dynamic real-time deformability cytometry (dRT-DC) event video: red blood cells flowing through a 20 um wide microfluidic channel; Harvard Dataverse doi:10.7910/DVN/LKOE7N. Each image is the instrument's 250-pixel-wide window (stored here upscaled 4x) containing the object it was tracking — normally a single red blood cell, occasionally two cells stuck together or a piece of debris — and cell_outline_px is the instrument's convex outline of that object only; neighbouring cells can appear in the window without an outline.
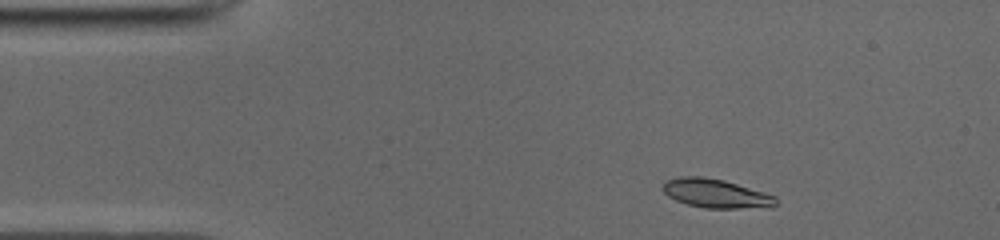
{"species": "common noctule bat (a hibernating species)", "species_latin": "Nyctalus noctula", "temperature_condition": "cold", "stored_images_in_passage": 44, "camera_frame_rate_fps": 3000, "um_per_image_px": 0.085, "animal": {"sex": "male", "body_mass_g": 19.0, "forearm_length_mm": 50.8}, "frame": {"image": 1, "passage_image": 1, "time_ms": 0.0, "image_size_px": [1000, 240], "cell_outline_px": [[776, 204], [772, 208], [704, 208], [688, 204], [676, 200], [668, 196], [660, 188], [664, 180], [680, 176], [704, 176], [724, 180], [764, 192], [776, 196]], "centroid_in_image_um": [60.83, 16.44], "position_along_channel_um": 24.2, "area_um2": 19.31}}
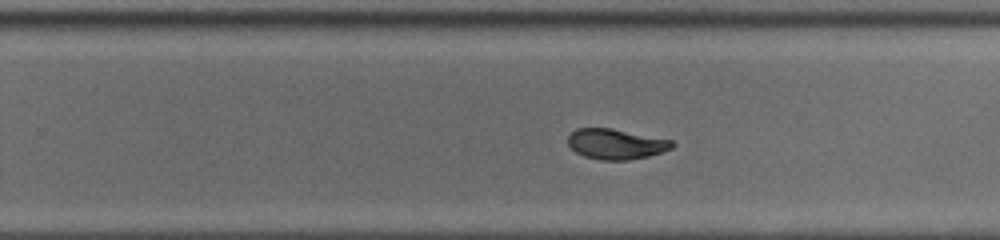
{"frame": {"image": 2, "passage_image": 25, "time_ms": 8.0, "image_size_px": [1000, 240], "cell_outline_px": [[676, 144], [672, 148], [648, 156], [628, 160], [600, 160], [584, 156], [576, 152], [568, 144], [568, 136], [576, 128], [612, 128], [672, 140]], "centroid_in_image_um": [52.35, 12.24], "position_along_channel_um": 277.4, "area_um2": 18.38}}
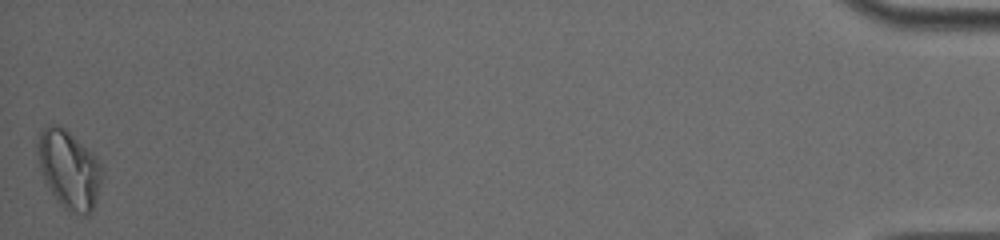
{"frame": {"image": 3, "passage_image": 44, "time_ms": 14.333, "image_size_px": [1000, 240], "cell_outline_px": [[104, 172], [92, 208], [84, 216], [64, 208], [56, 200], [44, 180], [40, 168], [36, 152], [36, 148], [40, 132], [44, 128], [52, 124], [56, 124], [64, 128], [92, 152], [96, 156], [104, 168]], "centroid_in_image_um": [5.86, 14.38], "position_along_channel_um": 429.3, "area_um2": 29.19}, "authors_computed_cell_mechanics": {"area_um2": 19.1029, "velocity_mm_per_s": 3.9412, "shape_relaxation_time_tau1_ms": 3.2935, "shape_relaxation_time_tau2_ms": 1.4162, "deformation_change_tau1": 0.1544, "deformation_change_tau2": 0.0566}}